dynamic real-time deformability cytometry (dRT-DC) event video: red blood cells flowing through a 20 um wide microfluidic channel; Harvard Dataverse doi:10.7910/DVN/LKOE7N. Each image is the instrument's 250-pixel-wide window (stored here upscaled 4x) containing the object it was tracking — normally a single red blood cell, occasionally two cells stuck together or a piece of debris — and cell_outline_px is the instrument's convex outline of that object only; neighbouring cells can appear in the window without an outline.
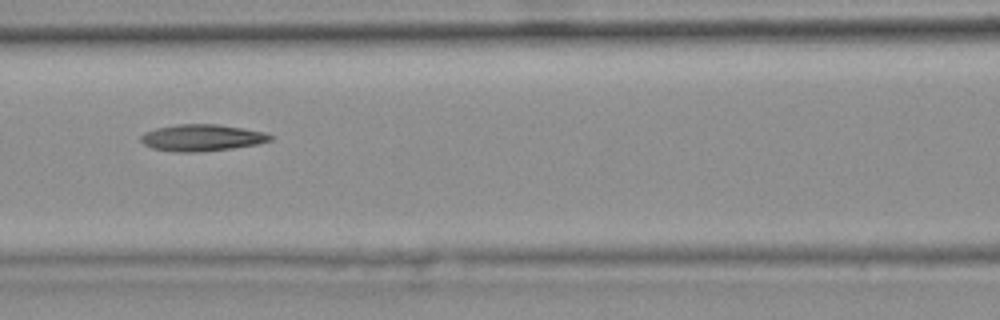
{"species": "common noctule bat (a hibernating species)", "species_latin": "Nyctalus noctula", "temperature_condition": "warm", "stored_images_in_passage": 44, "camera_frame_rate_fps": 3000, "um_per_image_px": 0.085, "animal": {"sex": "female", "body_mass_g": 25.1}, "frame": {"image": 1, "passage_image": 19, "time_ms": 6.0, "image_size_px": [1000, 320], "cell_outline_px": [[272, 140], [256, 144], [232, 148], [196, 152], [176, 152], [152, 148], [144, 144], [140, 140], [140, 136], [144, 132], [156, 128], [176, 124], [216, 124], [244, 128], [264, 132], [272, 136]], "centroid_in_image_um": [17.13, 11.7], "position_along_channel_um": 149.5, "area_um2": 20.06}}
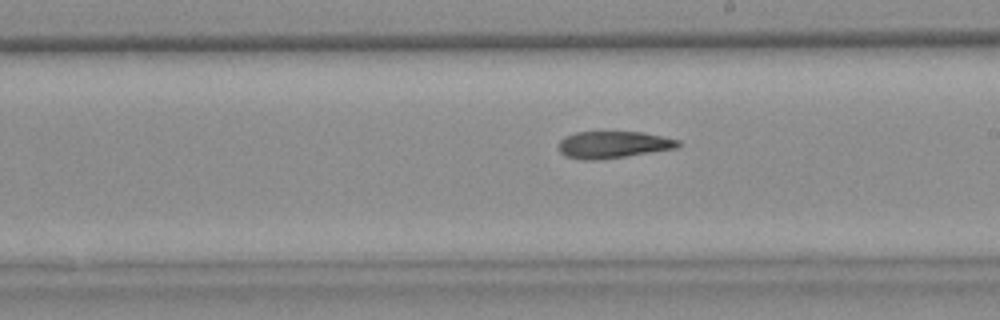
{"frame": {"image": 2, "passage_image": 26, "time_ms": 8.333, "image_size_px": [1000, 320], "cell_outline_px": [[680, 144], [676, 148], [600, 160], [584, 160], [564, 156], [556, 148], [560, 140], [564, 136], [576, 132], [640, 132], [680, 140]], "centroid_in_image_um": [52.04, 12.3], "position_along_channel_um": 237.0, "area_um2": 18.79}, "authors_computed_cell_mechanics": {"area_um2": 19.8254, "velocity_mm_per_s": 3.7623, "shape_relaxation_time_tau1_ms": null, "shape_relaxation_time_tau2_ms": 10.5828, "deformation_change_tau1": null, "deformation_change_tau2": 0.2398}}